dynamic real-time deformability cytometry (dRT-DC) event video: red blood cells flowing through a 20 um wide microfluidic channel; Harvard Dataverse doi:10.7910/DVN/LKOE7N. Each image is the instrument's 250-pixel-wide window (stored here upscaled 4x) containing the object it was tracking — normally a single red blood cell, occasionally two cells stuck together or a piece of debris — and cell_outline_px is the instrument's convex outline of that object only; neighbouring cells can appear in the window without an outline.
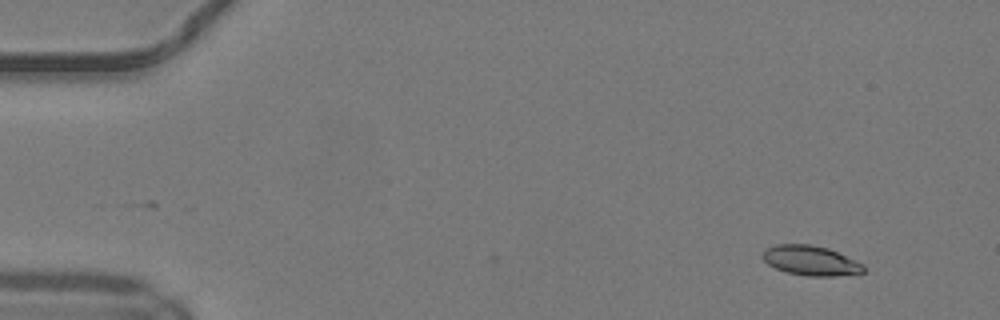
{"species": "common noctule bat (a hibernating species)", "species_latin": "Nyctalus noctula", "temperature_condition": "warm", "stored_images_in_passage": 3, "camera_frame_rate_fps": 3000, "um_per_image_px": 0.085, "animal": {"sex": "male", "body_mass_g": 19.2, "forearm_length_mm": 51.8}, "frame": {"image": 1, "passage_image": 1, "time_ms": 0.0, "image_size_px": [1000, 320], "cell_outline_px": [[864, 272], [860, 276], [808, 276], [788, 272], [776, 268], [768, 264], [760, 256], [764, 248], [776, 244], [812, 244], [828, 248], [856, 260], [864, 264]], "centroid_in_image_um": [68.96, 22.15], "position_along_channel_um": 16.0, "area_um2": 17.98}}